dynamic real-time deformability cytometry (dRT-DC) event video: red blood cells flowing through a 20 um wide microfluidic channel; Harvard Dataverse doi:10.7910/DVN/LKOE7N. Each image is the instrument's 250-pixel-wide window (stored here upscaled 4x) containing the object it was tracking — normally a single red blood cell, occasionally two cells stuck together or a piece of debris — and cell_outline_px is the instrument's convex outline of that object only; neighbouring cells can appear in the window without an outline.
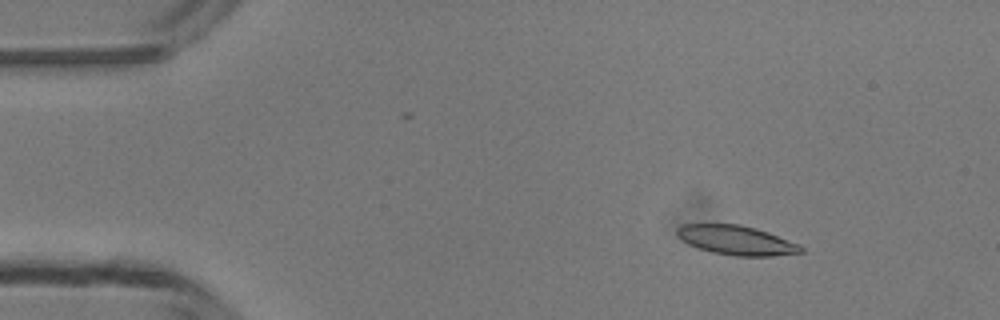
{"species": "common noctule bat (a hibernating species)", "species_latin": "Nyctalus noctula", "temperature_condition": "room temperature", "stored_images_in_passage": 49, "camera_frame_rate_fps": 3000, "um_per_image_px": 0.085, "animal": {"sex": "male", "body_mass_g": 13.3}, "frame": {"image": 1, "passage_image": 7, "time_ms": 2.0, "image_size_px": [1000, 320], "cell_outline_px": [[804, 252], [772, 256], [732, 256], [712, 252], [688, 244], [680, 240], [676, 236], [676, 228], [684, 224], [740, 224], [756, 228], [768, 232], [800, 244], [804, 248]], "centroid_in_image_um": [62.59, 20.42], "position_along_channel_um": 22.4, "area_um2": 21.39}}
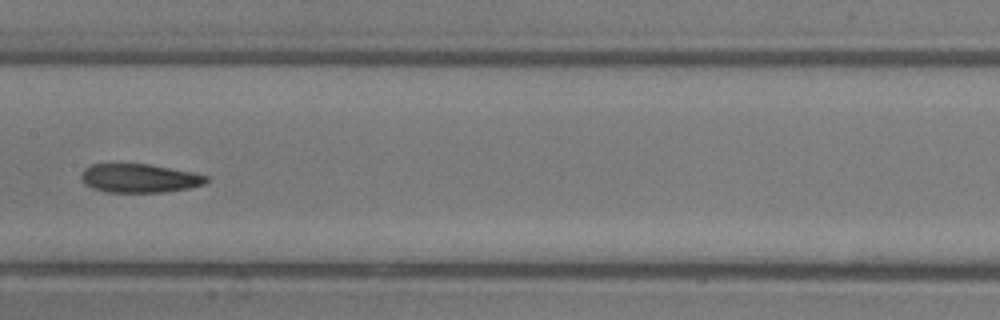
{"frame": {"image": 2, "passage_image": 25, "time_ms": 8.0, "image_size_px": [1000, 320], "cell_outline_px": [[208, 180], [204, 184], [188, 188], [164, 192], [104, 192], [92, 188], [84, 184], [80, 176], [84, 168], [92, 164], [148, 164], [192, 172], [208, 176]], "centroid_in_image_um": [11.82, 15.15], "position_along_channel_um": 195.6, "area_um2": 20.92}}
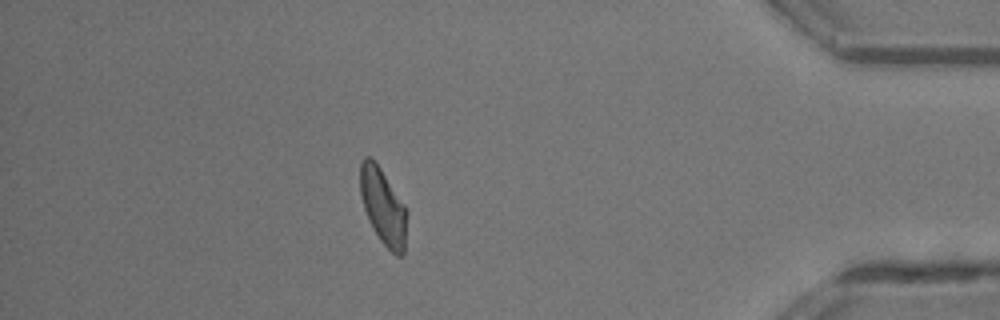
{"frame": {"image": 3, "passage_image": 43, "time_ms": 14.0, "image_size_px": [1000, 320], "cell_outline_px": [[408, 212], [404, 256], [396, 256], [380, 240], [364, 208], [360, 192], [360, 164], [364, 156], [372, 156], [404, 204]], "centroid_in_image_um": [32.59, 17.55], "position_along_channel_um": 402.6, "area_um2": 20.63}, "authors_computed_cell_mechanics": {"area_um2": 21.1548, "velocity_mm_per_s": 4.2213, "shape_relaxation_time_tau1_ms": 3.5153, "shape_relaxation_time_tau2_ms": 2.8694, "deformation_change_tau1": 0.1448, "deformation_change_tau2": 0.1152}}